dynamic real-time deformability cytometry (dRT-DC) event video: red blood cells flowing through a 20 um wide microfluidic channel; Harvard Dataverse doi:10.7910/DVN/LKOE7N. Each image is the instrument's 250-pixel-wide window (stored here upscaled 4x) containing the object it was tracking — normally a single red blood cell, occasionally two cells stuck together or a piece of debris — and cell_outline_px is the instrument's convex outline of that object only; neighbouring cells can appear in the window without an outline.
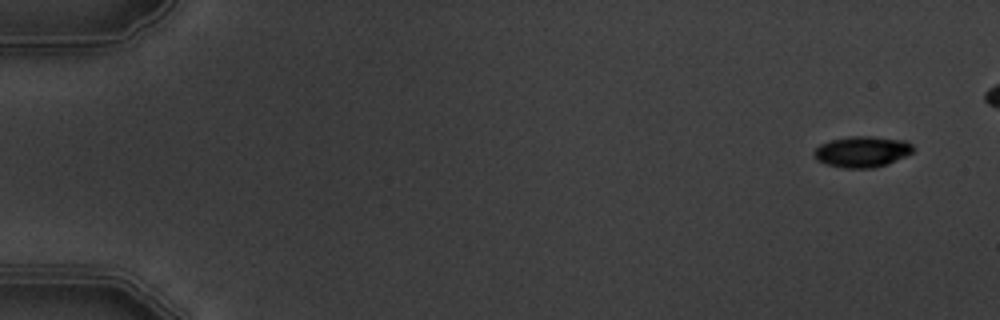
{"species": "common noctule bat (a hibernating species)", "species_latin": "Nyctalus noctula", "temperature_condition": "warm", "stored_images_in_passage": 12, "camera_frame_rate_fps": 3000, "um_per_image_px": 0.085, "animal": {"sex": "male", "body_mass_g": 19.5, "forearm_length_mm": 54.6}, "frame": {"image": 1, "passage_image": 1, "time_ms": 0.0, "image_size_px": [1000, 320], "cell_outline_px": [[912, 152], [904, 156], [884, 164], [872, 168], [840, 168], [824, 164], [816, 160], [812, 152], [820, 144], [832, 140], [848, 136], [872, 136], [904, 140], [912, 144]], "centroid_in_image_um": [73.2, 12.89], "position_along_channel_um": 11.8, "area_um2": 17.8}}
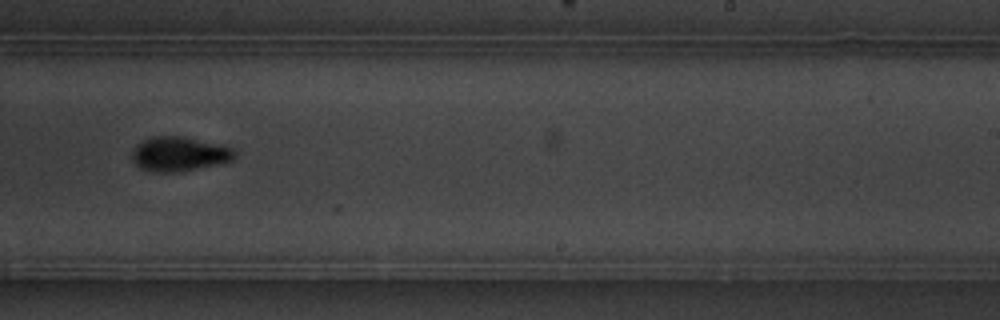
{"frame": {"image": 2, "passage_image": 10, "time_ms": 11.0, "image_size_px": [1000, 320], "cell_outline_px": [[236, 156], [232, 160], [220, 164], [180, 172], [156, 172], [140, 168], [132, 160], [132, 148], [136, 144], [152, 136], [184, 136], [224, 144], [232, 148], [236, 152]], "centroid_in_image_um": [15.26, 13.08], "position_along_channel_um": 273.7, "area_um2": 21.04}}